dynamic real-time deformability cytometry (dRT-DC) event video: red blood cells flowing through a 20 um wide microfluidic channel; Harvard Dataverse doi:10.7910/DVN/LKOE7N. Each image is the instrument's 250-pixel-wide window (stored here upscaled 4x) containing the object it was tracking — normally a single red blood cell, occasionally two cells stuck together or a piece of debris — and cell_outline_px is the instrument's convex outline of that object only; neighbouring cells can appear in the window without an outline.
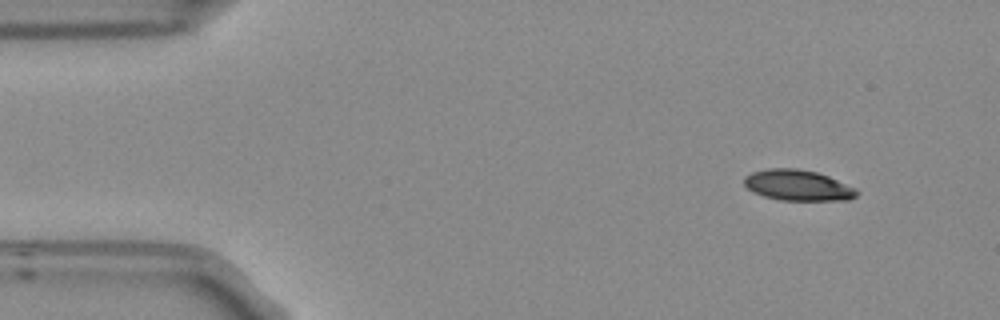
{"species": "Egyptian fruit bat (a non-hibernating species)", "species_latin": "Rousettus aegyptiacus", "temperature_condition": "room temperature", "stored_images_in_passage": 49, "camera_frame_rate_fps": 3000, "um_per_image_px": 0.085, "frame": {"image": 1, "passage_image": 1, "time_ms": 0.0, "image_size_px": [1000, 320], "cell_outline_px": [[860, 192], [856, 196], [848, 200], [780, 200], [764, 196], [752, 192], [744, 184], [744, 176], [752, 172], [768, 168], [796, 168], [816, 172], [828, 176], [856, 188]], "centroid_in_image_um": [67.81, 15.75], "position_along_channel_um": 17.2, "area_um2": 20.23}}
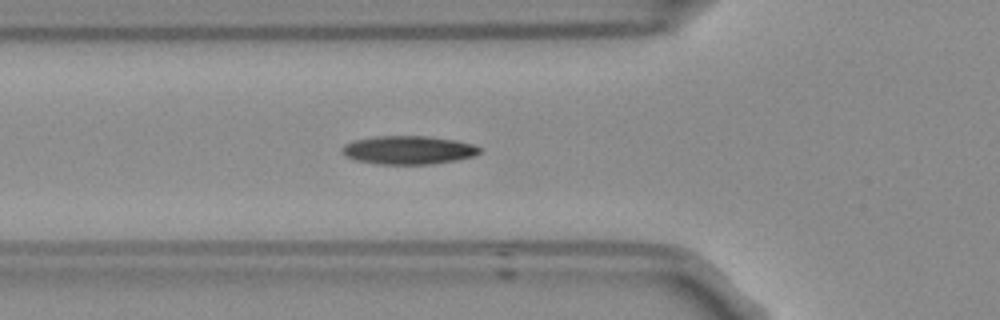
{"frame": {"image": 2, "passage_image": 14, "time_ms": 4.333, "image_size_px": [1000, 320], "cell_outline_px": [[480, 152], [476, 156], [456, 160], [432, 164], [376, 164], [356, 160], [344, 156], [344, 144], [356, 140], [376, 136], [428, 136], [456, 140], [472, 144], [480, 148]], "centroid_in_image_um": [34.74, 12.76], "position_along_channel_um": 91.1, "area_um2": 22.72}}
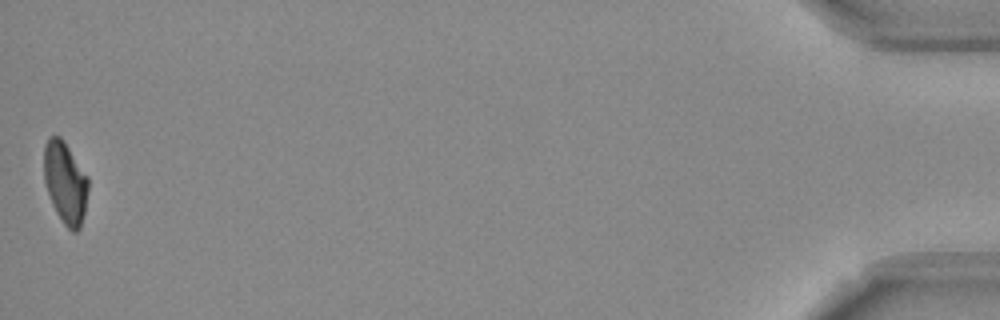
{"frame": {"image": 3, "passage_image": 49, "time_ms": 16.0, "image_size_px": [1000, 320], "cell_outline_px": [[88, 188], [84, 212], [80, 228], [76, 232], [72, 232], [64, 224], [56, 212], [52, 204], [44, 180], [44, 144], [48, 136], [60, 136], [64, 140], [88, 176]], "centroid_in_image_um": [5.54, 15.49], "position_along_channel_um": 429.7, "area_um2": 21.15}, "authors_computed_cell_mechanics": {"area_um2": 22.253, "velocity_mm_per_s": 3.759, "shape_relaxation_time_tau1_ms": 7.894, "shape_relaxation_time_tau2_ms": null, "deformation_change_tau1": 0.1871, "deformation_change_tau2": null}}